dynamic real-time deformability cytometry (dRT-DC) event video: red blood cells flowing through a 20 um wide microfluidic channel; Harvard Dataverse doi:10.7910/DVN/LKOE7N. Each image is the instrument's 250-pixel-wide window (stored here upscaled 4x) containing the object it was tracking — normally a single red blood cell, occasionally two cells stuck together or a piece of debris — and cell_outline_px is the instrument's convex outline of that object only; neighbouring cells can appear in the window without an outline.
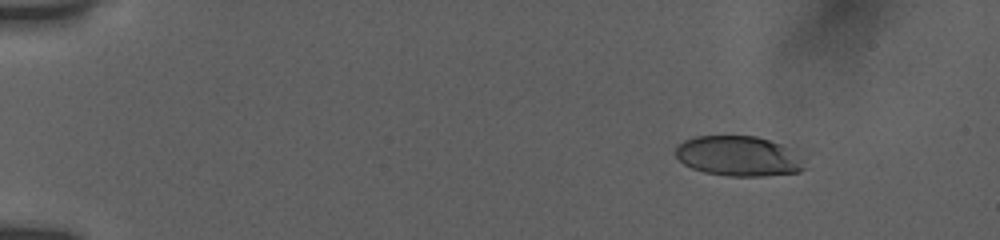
{"species": "human", "species_latin": "Homo sapiens", "temperature_condition": "room temperature", "stored_images_in_passage": 34, "camera_frame_rate_fps": 3000, "um_per_image_px": 0.085, "donor": {"sex": "female"}, "frame": {"image": 1, "passage_image": 5, "time_ms": 2.333, "image_size_px": [1000, 240], "cell_outline_px": [[804, 168], [800, 172], [764, 176], [728, 176], [704, 172], [692, 168], [684, 164], [676, 156], [676, 148], [684, 140], [696, 136], [756, 136], [780, 144], [804, 160]], "centroid_in_image_um": [62.75, 13.28], "position_along_channel_um": 22.3, "area_um2": 29.82}}
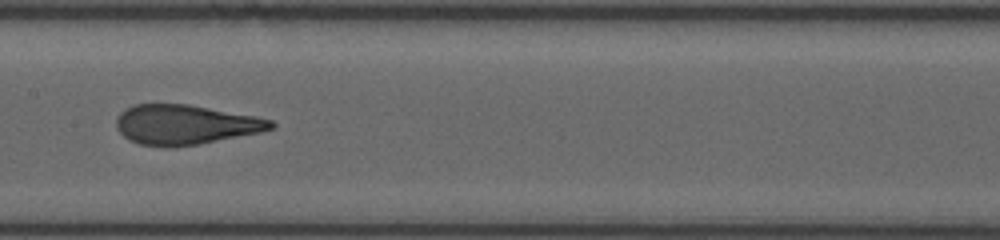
{"frame": {"image": 2, "passage_image": 21, "time_ms": 9.667, "image_size_px": [1000, 240], "cell_outline_px": [[276, 124], [272, 128], [260, 132], [196, 144], [172, 148], [168, 148], [140, 144], [128, 140], [116, 128], [116, 120], [120, 112], [124, 108], [132, 104], [188, 104], [256, 116], [272, 120]], "centroid_in_image_um": [15.7, 10.59], "position_along_channel_um": 191.7, "area_um2": 35.84}}
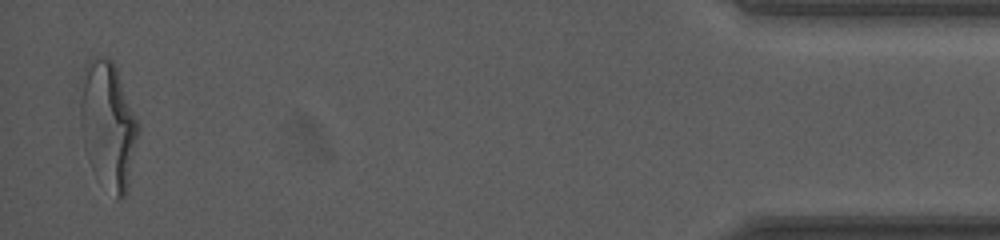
{"frame": {"image": 3, "passage_image": 34, "time_ms": 17.667, "image_size_px": [1000, 240], "cell_outline_px": [[140, 128], [128, 188], [124, 196], [120, 200], [116, 200], [80, 128], [80, 96], [84, 64], [92, 56], [108, 56], [112, 60], [116, 68], [140, 124]], "centroid_in_image_um": [9.25, 10.41], "position_along_channel_um": 426.0, "area_um2": 40.98}, "authors_computed_cell_mechanics": {"area_um2": 35.6626, "velocity_mm_per_s": 3.8907, "shape_relaxation_time_tau1_ms": 6.1464, "shape_relaxation_time_tau2_ms": 0.79, "deformation_change_tau1": 0.248, "deformation_change_tau2": 0.0909}}